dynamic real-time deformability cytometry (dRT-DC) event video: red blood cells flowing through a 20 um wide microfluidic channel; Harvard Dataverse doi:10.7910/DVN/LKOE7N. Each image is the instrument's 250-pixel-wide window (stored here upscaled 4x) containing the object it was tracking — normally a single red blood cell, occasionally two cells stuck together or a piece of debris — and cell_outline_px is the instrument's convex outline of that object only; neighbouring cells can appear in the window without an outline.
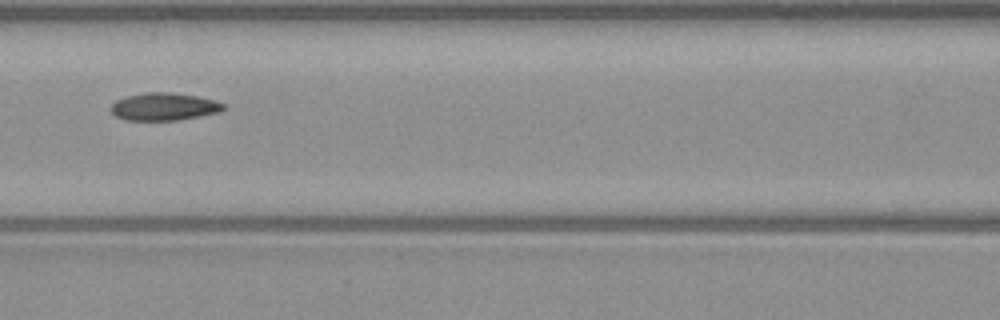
{"species": "common noctule bat (a hibernating species)", "species_latin": "Nyctalus noctula", "temperature_condition": "warm", "stored_images_in_passage": 6, "camera_frame_rate_fps": 3000, "um_per_image_px": 0.085, "animal": {"sex": "male", "body_mass_g": 23.1, "forearm_length_mm": 52.7}, "frame": {"image": 1, "passage_image": 6, "time_ms": 6.667, "image_size_px": [1000, 320], "cell_outline_px": [[228, 108], [220, 112], [176, 120], [124, 120], [116, 116], [112, 112], [112, 104], [116, 100], [128, 96], [144, 92], [168, 92], [196, 96], [216, 100], [224, 104]], "centroid_in_image_um": [13.97, 9.06], "position_along_channel_um": 152.6, "area_um2": 18.03}}